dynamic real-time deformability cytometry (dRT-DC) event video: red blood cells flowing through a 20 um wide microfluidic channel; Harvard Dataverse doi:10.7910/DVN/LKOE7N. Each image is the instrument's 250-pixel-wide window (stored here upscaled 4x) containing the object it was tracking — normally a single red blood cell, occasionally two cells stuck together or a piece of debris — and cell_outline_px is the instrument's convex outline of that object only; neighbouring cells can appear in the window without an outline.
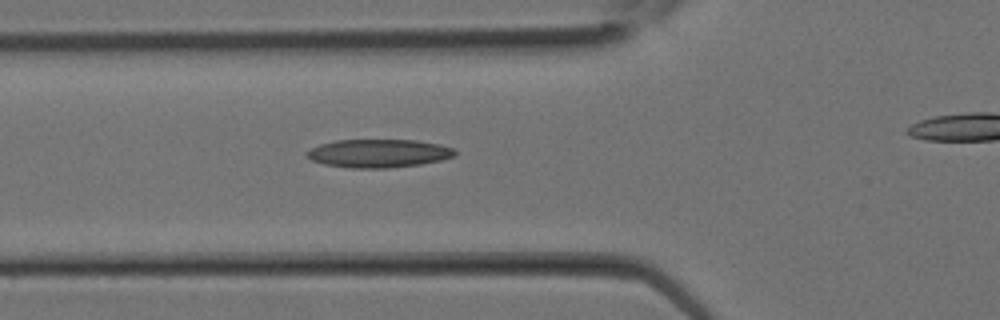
{"species": "Egyptian fruit bat (a non-hibernating species)", "species_latin": "Rousettus aegyptiacus", "temperature_condition": "room temperature", "stored_images_in_passage": 17, "camera_frame_rate_fps": 3000, "um_per_image_px": 0.085, "animal": {"sex": "female"}, "frame": {"image": 1, "passage_image": 4, "time_ms": 1.0, "image_size_px": [1000, 320], "cell_outline_px": [[456, 156], [440, 160], [420, 164], [388, 168], [352, 168], [324, 164], [312, 160], [304, 156], [304, 152], [320, 144], [336, 140], [416, 140], [440, 144], [456, 148]], "centroid_in_image_um": [32.19, 13.03], "position_along_channel_um": 93.6, "area_um2": 24.57}}
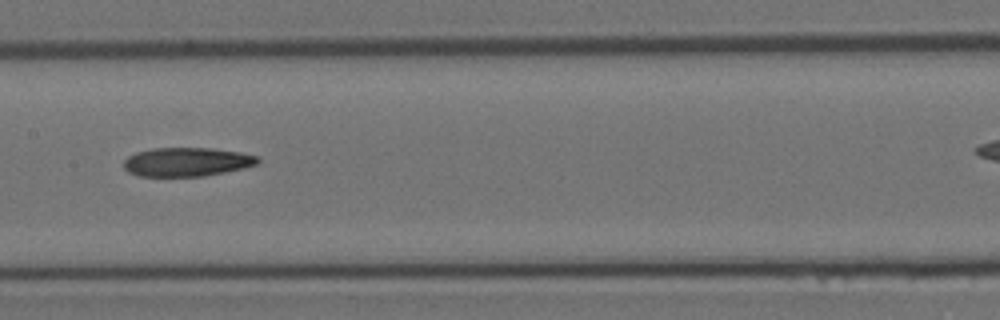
{"frame": {"image": 2, "passage_image": 8, "time_ms": 2.333, "image_size_px": [1000, 320], "cell_outline_px": [[260, 164], [244, 168], [204, 176], [140, 176], [128, 172], [124, 168], [124, 160], [128, 156], [136, 152], [152, 148], [212, 148], [240, 152], [260, 156]], "centroid_in_image_um": [15.92, 13.76], "position_along_channel_um": 191.5, "area_um2": 22.72}}
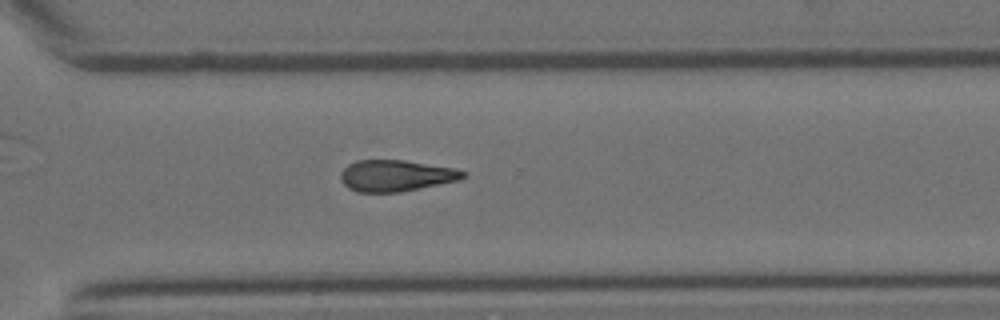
{"frame": {"image": 3, "passage_image": 14, "time_ms": 4.333, "image_size_px": [1000, 320], "cell_outline_px": [[468, 176], [460, 180], [400, 192], [356, 192], [348, 188], [340, 180], [340, 172], [348, 164], [356, 160], [404, 160], [456, 168], [468, 172]], "centroid_in_image_um": [33.68, 14.93], "position_along_channel_um": 336.9, "area_um2": 22.66}}